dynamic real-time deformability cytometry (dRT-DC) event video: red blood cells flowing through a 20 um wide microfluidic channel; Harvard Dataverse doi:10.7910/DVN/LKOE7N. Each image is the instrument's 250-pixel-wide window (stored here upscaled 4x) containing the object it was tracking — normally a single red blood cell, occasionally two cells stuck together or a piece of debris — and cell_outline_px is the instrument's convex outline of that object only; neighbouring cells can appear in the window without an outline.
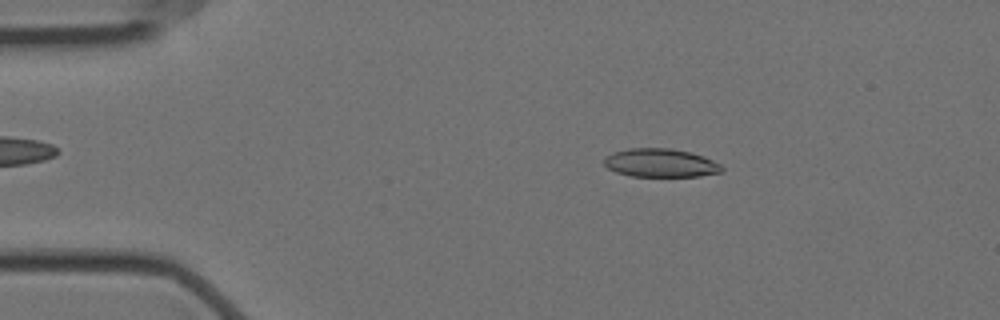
{"species": "Egyptian fruit bat (a non-hibernating species)", "species_latin": "Rousettus aegyptiacus", "temperature_condition": "cold", "stored_images_in_passage": 56, "camera_frame_rate_fps": 3000, "um_per_image_px": 0.085, "animal": {"sex": "female"}, "frame": {"image": 1, "passage_image": 9, "time_ms": 2.667, "image_size_px": [1000, 320], "cell_outline_px": [[724, 172], [700, 176], [632, 176], [616, 172], [608, 168], [604, 164], [604, 156], [612, 152], [628, 148], [672, 148], [704, 156], [720, 164], [724, 168]], "centroid_in_image_um": [56.15, 13.84], "position_along_channel_um": 28.9, "area_um2": 19.65}}
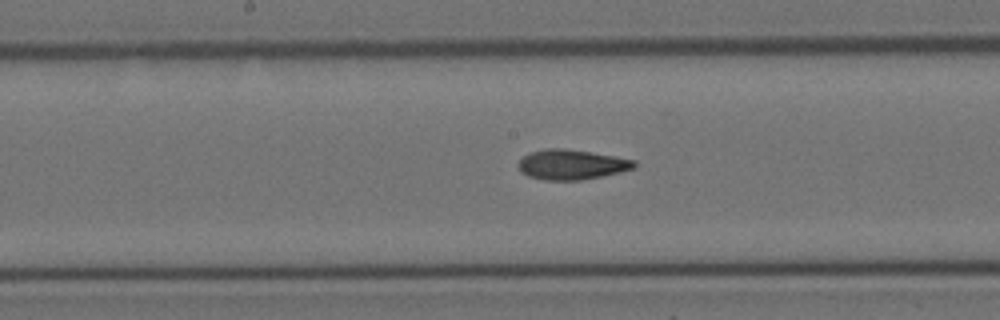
{"frame": {"image": 2, "passage_image": 28, "time_ms": 9.0, "image_size_px": [1000, 320], "cell_outline_px": [[636, 164], [632, 168], [620, 172], [580, 180], [544, 180], [528, 176], [520, 172], [516, 164], [524, 156], [532, 152], [544, 148], [564, 148], [616, 156], [636, 160]], "centroid_in_image_um": [48.54, 13.98], "position_along_channel_um": 199.7, "area_um2": 20.23}}
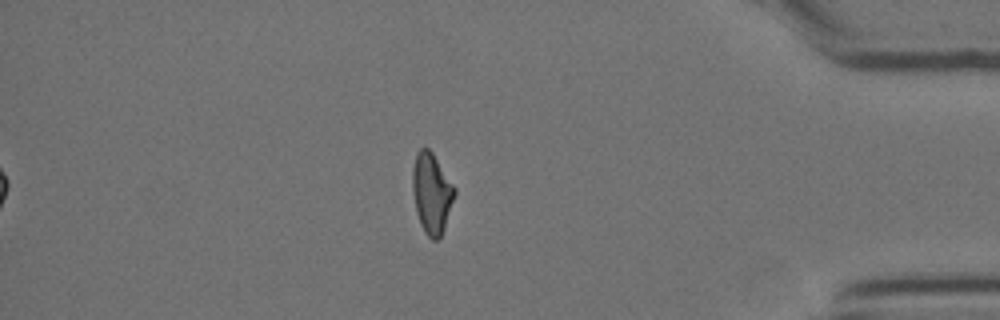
{"frame": {"image": 3, "passage_image": 48, "time_ms": 15.667, "image_size_px": [1000, 320], "cell_outline_px": [[456, 192], [444, 228], [440, 236], [436, 240], [432, 240], [424, 232], [420, 224], [416, 212], [412, 192], [412, 168], [416, 152], [420, 148], [428, 148], [432, 152], [456, 188]], "centroid_in_image_um": [36.67, 16.4], "position_along_channel_um": 398.5, "area_um2": 19.77}, "authors_computed_cell_mechanics": {"area_um2": 19.8832, "velocity_mm_per_s": 3.53, "shape_relaxation_time_tau1_ms": 7.9454, "shape_relaxation_time_tau2_ms": 3.1948, "deformation_change_tau1": 0.2034, "deformation_change_tau2": 0.1061}}